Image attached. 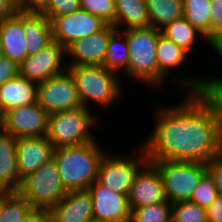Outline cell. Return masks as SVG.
Returning <instances> with one entry per match:
<instances>
[{
    "mask_svg": "<svg viewBox=\"0 0 222 222\" xmlns=\"http://www.w3.org/2000/svg\"><path fill=\"white\" fill-rule=\"evenodd\" d=\"M161 107L157 109L151 136L142 142L148 162L206 164L218 154L222 118L218 104L209 94L189 93L183 103Z\"/></svg>",
    "mask_w": 222,
    "mask_h": 222,
    "instance_id": "obj_1",
    "label": "cell"
},
{
    "mask_svg": "<svg viewBox=\"0 0 222 222\" xmlns=\"http://www.w3.org/2000/svg\"><path fill=\"white\" fill-rule=\"evenodd\" d=\"M96 140L54 150L62 184L67 191L88 189L97 180L100 161L105 152Z\"/></svg>",
    "mask_w": 222,
    "mask_h": 222,
    "instance_id": "obj_2",
    "label": "cell"
},
{
    "mask_svg": "<svg viewBox=\"0 0 222 222\" xmlns=\"http://www.w3.org/2000/svg\"><path fill=\"white\" fill-rule=\"evenodd\" d=\"M74 78L81 104L88 108L94 101L101 108L110 107L118 97L121 98L119 78L114 71L99 65H67ZM88 102V103H87Z\"/></svg>",
    "mask_w": 222,
    "mask_h": 222,
    "instance_id": "obj_3",
    "label": "cell"
},
{
    "mask_svg": "<svg viewBox=\"0 0 222 222\" xmlns=\"http://www.w3.org/2000/svg\"><path fill=\"white\" fill-rule=\"evenodd\" d=\"M129 48V64L123 72L129 77L157 86V41L160 29L154 27L122 30ZM126 72V73H125Z\"/></svg>",
    "mask_w": 222,
    "mask_h": 222,
    "instance_id": "obj_4",
    "label": "cell"
},
{
    "mask_svg": "<svg viewBox=\"0 0 222 222\" xmlns=\"http://www.w3.org/2000/svg\"><path fill=\"white\" fill-rule=\"evenodd\" d=\"M89 108L79 106L74 109L50 113L46 137L56 148L76 146L95 139L90 133L95 117Z\"/></svg>",
    "mask_w": 222,
    "mask_h": 222,
    "instance_id": "obj_5",
    "label": "cell"
},
{
    "mask_svg": "<svg viewBox=\"0 0 222 222\" xmlns=\"http://www.w3.org/2000/svg\"><path fill=\"white\" fill-rule=\"evenodd\" d=\"M18 192L33 208L50 210L66 194L54 159L21 180Z\"/></svg>",
    "mask_w": 222,
    "mask_h": 222,
    "instance_id": "obj_6",
    "label": "cell"
},
{
    "mask_svg": "<svg viewBox=\"0 0 222 222\" xmlns=\"http://www.w3.org/2000/svg\"><path fill=\"white\" fill-rule=\"evenodd\" d=\"M150 163L161 173L165 198L171 203L190 200L200 179L207 172L206 164L202 162L158 160Z\"/></svg>",
    "mask_w": 222,
    "mask_h": 222,
    "instance_id": "obj_7",
    "label": "cell"
},
{
    "mask_svg": "<svg viewBox=\"0 0 222 222\" xmlns=\"http://www.w3.org/2000/svg\"><path fill=\"white\" fill-rule=\"evenodd\" d=\"M141 148V149H140ZM138 159L129 156L104 154L98 169L97 181L113 192L129 194L133 179L139 169L148 161L143 146L139 147Z\"/></svg>",
    "mask_w": 222,
    "mask_h": 222,
    "instance_id": "obj_8",
    "label": "cell"
},
{
    "mask_svg": "<svg viewBox=\"0 0 222 222\" xmlns=\"http://www.w3.org/2000/svg\"><path fill=\"white\" fill-rule=\"evenodd\" d=\"M37 102L50 114L82 106L68 70L37 85Z\"/></svg>",
    "mask_w": 222,
    "mask_h": 222,
    "instance_id": "obj_9",
    "label": "cell"
},
{
    "mask_svg": "<svg viewBox=\"0 0 222 222\" xmlns=\"http://www.w3.org/2000/svg\"><path fill=\"white\" fill-rule=\"evenodd\" d=\"M49 113L38 103L4 112L0 128L14 138L46 136Z\"/></svg>",
    "mask_w": 222,
    "mask_h": 222,
    "instance_id": "obj_10",
    "label": "cell"
},
{
    "mask_svg": "<svg viewBox=\"0 0 222 222\" xmlns=\"http://www.w3.org/2000/svg\"><path fill=\"white\" fill-rule=\"evenodd\" d=\"M53 40L65 49L78 39H83L102 30L107 23L83 9L61 17L52 22Z\"/></svg>",
    "mask_w": 222,
    "mask_h": 222,
    "instance_id": "obj_11",
    "label": "cell"
},
{
    "mask_svg": "<svg viewBox=\"0 0 222 222\" xmlns=\"http://www.w3.org/2000/svg\"><path fill=\"white\" fill-rule=\"evenodd\" d=\"M66 49L53 40L34 55L27 56L19 65V75L35 83H41L50 77L64 73L62 66Z\"/></svg>",
    "mask_w": 222,
    "mask_h": 222,
    "instance_id": "obj_12",
    "label": "cell"
},
{
    "mask_svg": "<svg viewBox=\"0 0 222 222\" xmlns=\"http://www.w3.org/2000/svg\"><path fill=\"white\" fill-rule=\"evenodd\" d=\"M165 200L162 175L153 163L147 161L136 173L130 187L128 194L130 209Z\"/></svg>",
    "mask_w": 222,
    "mask_h": 222,
    "instance_id": "obj_13",
    "label": "cell"
},
{
    "mask_svg": "<svg viewBox=\"0 0 222 222\" xmlns=\"http://www.w3.org/2000/svg\"><path fill=\"white\" fill-rule=\"evenodd\" d=\"M92 197L94 220L130 222L128 195L113 192L97 180L88 187Z\"/></svg>",
    "mask_w": 222,
    "mask_h": 222,
    "instance_id": "obj_14",
    "label": "cell"
},
{
    "mask_svg": "<svg viewBox=\"0 0 222 222\" xmlns=\"http://www.w3.org/2000/svg\"><path fill=\"white\" fill-rule=\"evenodd\" d=\"M20 180L53 159L55 147L46 136L16 138Z\"/></svg>",
    "mask_w": 222,
    "mask_h": 222,
    "instance_id": "obj_15",
    "label": "cell"
},
{
    "mask_svg": "<svg viewBox=\"0 0 222 222\" xmlns=\"http://www.w3.org/2000/svg\"><path fill=\"white\" fill-rule=\"evenodd\" d=\"M115 30L113 25L107 24L102 30L74 41L66 48V55L73 57L68 65L103 66L109 38Z\"/></svg>",
    "mask_w": 222,
    "mask_h": 222,
    "instance_id": "obj_16",
    "label": "cell"
},
{
    "mask_svg": "<svg viewBox=\"0 0 222 222\" xmlns=\"http://www.w3.org/2000/svg\"><path fill=\"white\" fill-rule=\"evenodd\" d=\"M49 211L51 222H91L94 219L88 189L68 191Z\"/></svg>",
    "mask_w": 222,
    "mask_h": 222,
    "instance_id": "obj_17",
    "label": "cell"
},
{
    "mask_svg": "<svg viewBox=\"0 0 222 222\" xmlns=\"http://www.w3.org/2000/svg\"><path fill=\"white\" fill-rule=\"evenodd\" d=\"M0 41L2 56L8 57L18 65L28 56L22 12L16 11L11 17L0 22Z\"/></svg>",
    "mask_w": 222,
    "mask_h": 222,
    "instance_id": "obj_18",
    "label": "cell"
},
{
    "mask_svg": "<svg viewBox=\"0 0 222 222\" xmlns=\"http://www.w3.org/2000/svg\"><path fill=\"white\" fill-rule=\"evenodd\" d=\"M17 164L16 138L0 128V191L18 192L21 180Z\"/></svg>",
    "mask_w": 222,
    "mask_h": 222,
    "instance_id": "obj_19",
    "label": "cell"
},
{
    "mask_svg": "<svg viewBox=\"0 0 222 222\" xmlns=\"http://www.w3.org/2000/svg\"><path fill=\"white\" fill-rule=\"evenodd\" d=\"M37 83L18 75L0 86V105L5 111L37 102Z\"/></svg>",
    "mask_w": 222,
    "mask_h": 222,
    "instance_id": "obj_20",
    "label": "cell"
},
{
    "mask_svg": "<svg viewBox=\"0 0 222 222\" xmlns=\"http://www.w3.org/2000/svg\"><path fill=\"white\" fill-rule=\"evenodd\" d=\"M22 28L28 56L36 54L53 41L51 21L42 13L22 12Z\"/></svg>",
    "mask_w": 222,
    "mask_h": 222,
    "instance_id": "obj_21",
    "label": "cell"
},
{
    "mask_svg": "<svg viewBox=\"0 0 222 222\" xmlns=\"http://www.w3.org/2000/svg\"><path fill=\"white\" fill-rule=\"evenodd\" d=\"M113 26L119 30L150 27L146 0H115Z\"/></svg>",
    "mask_w": 222,
    "mask_h": 222,
    "instance_id": "obj_22",
    "label": "cell"
},
{
    "mask_svg": "<svg viewBox=\"0 0 222 222\" xmlns=\"http://www.w3.org/2000/svg\"><path fill=\"white\" fill-rule=\"evenodd\" d=\"M188 52L172 40L160 34L157 41V86L165 81L171 69L178 68L186 62Z\"/></svg>",
    "mask_w": 222,
    "mask_h": 222,
    "instance_id": "obj_23",
    "label": "cell"
},
{
    "mask_svg": "<svg viewBox=\"0 0 222 222\" xmlns=\"http://www.w3.org/2000/svg\"><path fill=\"white\" fill-rule=\"evenodd\" d=\"M129 58L126 34L122 30L116 29L110 35L103 67L115 73L125 71L129 64Z\"/></svg>",
    "mask_w": 222,
    "mask_h": 222,
    "instance_id": "obj_24",
    "label": "cell"
},
{
    "mask_svg": "<svg viewBox=\"0 0 222 222\" xmlns=\"http://www.w3.org/2000/svg\"><path fill=\"white\" fill-rule=\"evenodd\" d=\"M150 26L162 29L184 16L183 0H146Z\"/></svg>",
    "mask_w": 222,
    "mask_h": 222,
    "instance_id": "obj_25",
    "label": "cell"
},
{
    "mask_svg": "<svg viewBox=\"0 0 222 222\" xmlns=\"http://www.w3.org/2000/svg\"><path fill=\"white\" fill-rule=\"evenodd\" d=\"M160 31L162 35L172 40L176 45L182 47L188 53L191 52L190 50H192L198 35H200V37L208 43V40L184 17L175 19L168 23L160 29Z\"/></svg>",
    "mask_w": 222,
    "mask_h": 222,
    "instance_id": "obj_26",
    "label": "cell"
},
{
    "mask_svg": "<svg viewBox=\"0 0 222 222\" xmlns=\"http://www.w3.org/2000/svg\"><path fill=\"white\" fill-rule=\"evenodd\" d=\"M33 209L19 192H3L0 200V222H23Z\"/></svg>",
    "mask_w": 222,
    "mask_h": 222,
    "instance_id": "obj_27",
    "label": "cell"
},
{
    "mask_svg": "<svg viewBox=\"0 0 222 222\" xmlns=\"http://www.w3.org/2000/svg\"><path fill=\"white\" fill-rule=\"evenodd\" d=\"M210 1L211 0H183V17L208 41L210 40Z\"/></svg>",
    "mask_w": 222,
    "mask_h": 222,
    "instance_id": "obj_28",
    "label": "cell"
},
{
    "mask_svg": "<svg viewBox=\"0 0 222 222\" xmlns=\"http://www.w3.org/2000/svg\"><path fill=\"white\" fill-rule=\"evenodd\" d=\"M171 214L172 203L166 199L131 210L130 222H172Z\"/></svg>",
    "mask_w": 222,
    "mask_h": 222,
    "instance_id": "obj_29",
    "label": "cell"
},
{
    "mask_svg": "<svg viewBox=\"0 0 222 222\" xmlns=\"http://www.w3.org/2000/svg\"><path fill=\"white\" fill-rule=\"evenodd\" d=\"M179 83L181 82L183 88L186 87V89H189L188 92L190 93H207L209 96L218 104L220 113H221V118H222V78L218 77L216 78H207V79H183L181 80L178 79Z\"/></svg>",
    "mask_w": 222,
    "mask_h": 222,
    "instance_id": "obj_30",
    "label": "cell"
},
{
    "mask_svg": "<svg viewBox=\"0 0 222 222\" xmlns=\"http://www.w3.org/2000/svg\"><path fill=\"white\" fill-rule=\"evenodd\" d=\"M172 222H208L206 209L187 200L172 203Z\"/></svg>",
    "mask_w": 222,
    "mask_h": 222,
    "instance_id": "obj_31",
    "label": "cell"
},
{
    "mask_svg": "<svg viewBox=\"0 0 222 222\" xmlns=\"http://www.w3.org/2000/svg\"><path fill=\"white\" fill-rule=\"evenodd\" d=\"M218 194L212 177L206 172L200 179L189 201L206 209L216 199Z\"/></svg>",
    "mask_w": 222,
    "mask_h": 222,
    "instance_id": "obj_32",
    "label": "cell"
},
{
    "mask_svg": "<svg viewBox=\"0 0 222 222\" xmlns=\"http://www.w3.org/2000/svg\"><path fill=\"white\" fill-rule=\"evenodd\" d=\"M80 8L100 17L107 24L115 22V0H80Z\"/></svg>",
    "mask_w": 222,
    "mask_h": 222,
    "instance_id": "obj_33",
    "label": "cell"
},
{
    "mask_svg": "<svg viewBox=\"0 0 222 222\" xmlns=\"http://www.w3.org/2000/svg\"><path fill=\"white\" fill-rule=\"evenodd\" d=\"M80 9V0H48L42 12L51 22L56 17L72 14Z\"/></svg>",
    "mask_w": 222,
    "mask_h": 222,
    "instance_id": "obj_34",
    "label": "cell"
},
{
    "mask_svg": "<svg viewBox=\"0 0 222 222\" xmlns=\"http://www.w3.org/2000/svg\"><path fill=\"white\" fill-rule=\"evenodd\" d=\"M210 39L222 33V0L210 1Z\"/></svg>",
    "mask_w": 222,
    "mask_h": 222,
    "instance_id": "obj_35",
    "label": "cell"
},
{
    "mask_svg": "<svg viewBox=\"0 0 222 222\" xmlns=\"http://www.w3.org/2000/svg\"><path fill=\"white\" fill-rule=\"evenodd\" d=\"M19 75V65L8 57L0 56V86Z\"/></svg>",
    "mask_w": 222,
    "mask_h": 222,
    "instance_id": "obj_36",
    "label": "cell"
},
{
    "mask_svg": "<svg viewBox=\"0 0 222 222\" xmlns=\"http://www.w3.org/2000/svg\"><path fill=\"white\" fill-rule=\"evenodd\" d=\"M207 172L212 177L216 190L222 194V159L216 155L206 163Z\"/></svg>",
    "mask_w": 222,
    "mask_h": 222,
    "instance_id": "obj_37",
    "label": "cell"
},
{
    "mask_svg": "<svg viewBox=\"0 0 222 222\" xmlns=\"http://www.w3.org/2000/svg\"><path fill=\"white\" fill-rule=\"evenodd\" d=\"M48 0H15L16 10L24 13H42Z\"/></svg>",
    "mask_w": 222,
    "mask_h": 222,
    "instance_id": "obj_38",
    "label": "cell"
},
{
    "mask_svg": "<svg viewBox=\"0 0 222 222\" xmlns=\"http://www.w3.org/2000/svg\"><path fill=\"white\" fill-rule=\"evenodd\" d=\"M208 222H222V194H218L211 205L206 208Z\"/></svg>",
    "mask_w": 222,
    "mask_h": 222,
    "instance_id": "obj_39",
    "label": "cell"
},
{
    "mask_svg": "<svg viewBox=\"0 0 222 222\" xmlns=\"http://www.w3.org/2000/svg\"><path fill=\"white\" fill-rule=\"evenodd\" d=\"M23 222H51L50 211L33 208Z\"/></svg>",
    "mask_w": 222,
    "mask_h": 222,
    "instance_id": "obj_40",
    "label": "cell"
},
{
    "mask_svg": "<svg viewBox=\"0 0 222 222\" xmlns=\"http://www.w3.org/2000/svg\"><path fill=\"white\" fill-rule=\"evenodd\" d=\"M15 0H0V22L16 12Z\"/></svg>",
    "mask_w": 222,
    "mask_h": 222,
    "instance_id": "obj_41",
    "label": "cell"
},
{
    "mask_svg": "<svg viewBox=\"0 0 222 222\" xmlns=\"http://www.w3.org/2000/svg\"><path fill=\"white\" fill-rule=\"evenodd\" d=\"M208 43L222 59V33L216 34L208 41Z\"/></svg>",
    "mask_w": 222,
    "mask_h": 222,
    "instance_id": "obj_42",
    "label": "cell"
},
{
    "mask_svg": "<svg viewBox=\"0 0 222 222\" xmlns=\"http://www.w3.org/2000/svg\"><path fill=\"white\" fill-rule=\"evenodd\" d=\"M221 159H222V127L219 133V143H218V154H217Z\"/></svg>",
    "mask_w": 222,
    "mask_h": 222,
    "instance_id": "obj_43",
    "label": "cell"
},
{
    "mask_svg": "<svg viewBox=\"0 0 222 222\" xmlns=\"http://www.w3.org/2000/svg\"><path fill=\"white\" fill-rule=\"evenodd\" d=\"M3 119H4V110L1 108V105H0V126L2 124Z\"/></svg>",
    "mask_w": 222,
    "mask_h": 222,
    "instance_id": "obj_44",
    "label": "cell"
},
{
    "mask_svg": "<svg viewBox=\"0 0 222 222\" xmlns=\"http://www.w3.org/2000/svg\"><path fill=\"white\" fill-rule=\"evenodd\" d=\"M91 222H116V221H108V220H92Z\"/></svg>",
    "mask_w": 222,
    "mask_h": 222,
    "instance_id": "obj_45",
    "label": "cell"
},
{
    "mask_svg": "<svg viewBox=\"0 0 222 222\" xmlns=\"http://www.w3.org/2000/svg\"><path fill=\"white\" fill-rule=\"evenodd\" d=\"M0 56H2L1 41H0Z\"/></svg>",
    "mask_w": 222,
    "mask_h": 222,
    "instance_id": "obj_46",
    "label": "cell"
}]
</instances>
